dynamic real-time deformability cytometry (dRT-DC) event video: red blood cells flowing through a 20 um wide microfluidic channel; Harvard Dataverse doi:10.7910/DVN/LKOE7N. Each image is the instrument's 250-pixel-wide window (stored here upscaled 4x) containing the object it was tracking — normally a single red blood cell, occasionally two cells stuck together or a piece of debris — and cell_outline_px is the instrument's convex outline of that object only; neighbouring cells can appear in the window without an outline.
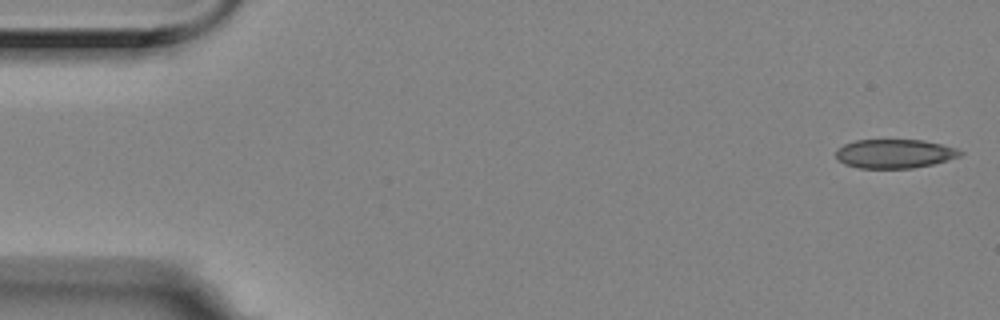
{"species": "Egyptian fruit bat (a non-hibernating species)", "species_latin": "Rousettus aegyptiacus", "temperature_condition": "room temperature", "stored_images_in_passage": 55, "camera_frame_rate_fps": 3000, "um_per_image_px": 0.085, "animal": {"sex": "female"}, "frame": {"image": 1, "passage_image": 1, "time_ms": 0.0, "image_size_px": [1000, 320], "cell_outline_px": [[964, 152], [960, 156], [948, 160], [932, 164], [912, 168], [856, 168], [844, 164], [836, 160], [836, 148], [844, 144], [856, 140], [924, 140], [956, 148]], "centroid_in_image_um": [76.0, 13.07], "position_along_channel_um": 9.0, "area_um2": 21.1}}
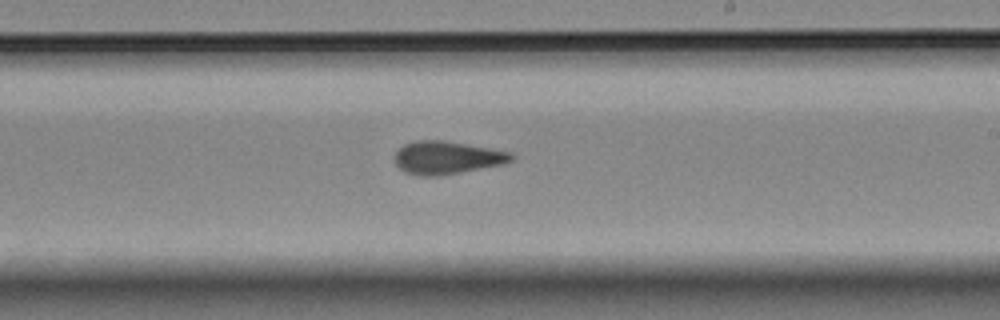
{"frame": {"image": 2, "passage_image": 32, "time_ms": 10.333, "image_size_px": [1000, 320], "cell_outline_px": [[516, 156], [512, 160], [504, 164], [440, 176], [420, 176], [404, 172], [396, 164], [396, 152], [404, 144], [416, 140], [444, 140], [512, 152]], "centroid_in_image_um": [38.01, 13.4], "position_along_channel_um": 251.0, "area_um2": 22.43}}
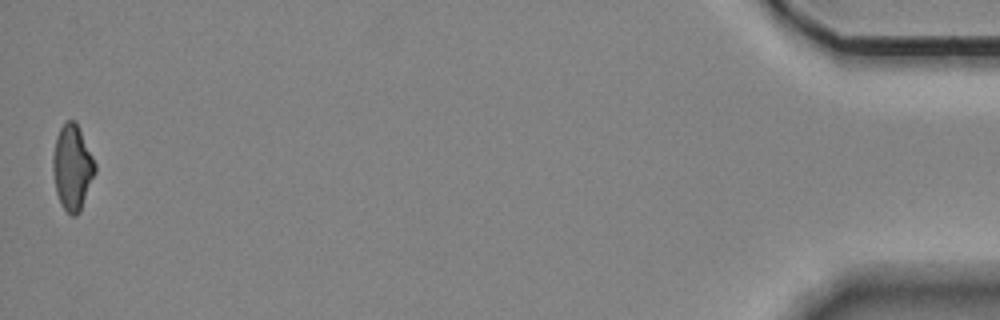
{"frame": {"image": 3, "passage_image": 55, "time_ms": 18.0, "image_size_px": [1000, 320], "cell_outline_px": [[96, 172], [80, 212], [76, 216], [72, 216], [60, 204], [56, 192], [52, 168], [52, 156], [56, 136], [64, 120], [76, 120], [96, 164]], "centroid_in_image_um": [6.14, 14.21], "position_along_channel_um": 429.1, "area_um2": 21.21}, "authors_computed_cell_mechanics": {"area_um2": 21.675, "velocity_mm_per_s": 3.5369, "shape_relaxation_time_tau1_ms": null, "shape_relaxation_time_tau2_ms": 2.9412, "deformation_change_tau1": null, "deformation_change_tau2": 0.1068}}